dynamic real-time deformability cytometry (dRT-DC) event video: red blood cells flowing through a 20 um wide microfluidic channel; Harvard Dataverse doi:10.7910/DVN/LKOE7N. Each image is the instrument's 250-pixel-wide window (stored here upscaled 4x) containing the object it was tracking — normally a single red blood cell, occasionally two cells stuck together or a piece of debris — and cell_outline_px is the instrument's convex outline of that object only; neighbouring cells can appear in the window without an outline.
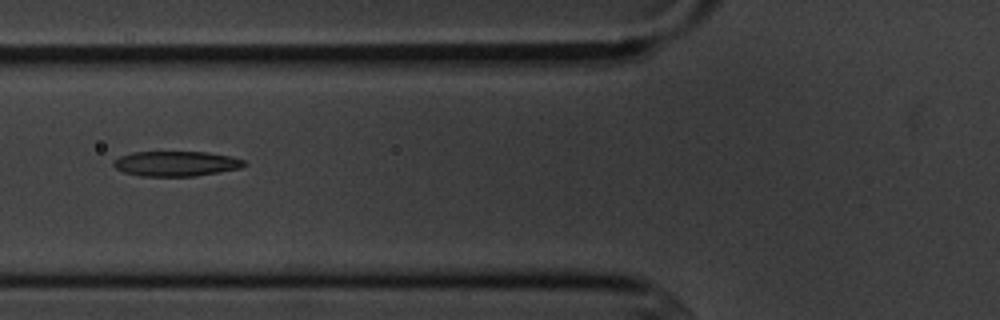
{"species": "common noctule bat (a hibernating species)", "species_latin": "Nyctalus noctula", "temperature_condition": "cold", "stored_images_in_passage": 4, "camera_frame_rate_fps": 3000, "um_per_image_px": 0.085, "animal": {"sex": "male", "body_mass_g": 20.1, "forearm_length_mm": 53.5}, "frame": {"image": 1, "passage_image": 2, "time_ms": 1.0, "image_size_px": [1000, 320], "cell_outline_px": [[248, 164], [244, 168], [196, 176], [140, 176], [124, 172], [116, 168], [112, 164], [112, 160], [120, 156], [132, 152], [208, 152], [232, 156], [244, 160]], "centroid_in_image_um": [15.01, 13.91], "position_along_channel_um": 110.8, "area_um2": 19.36}}
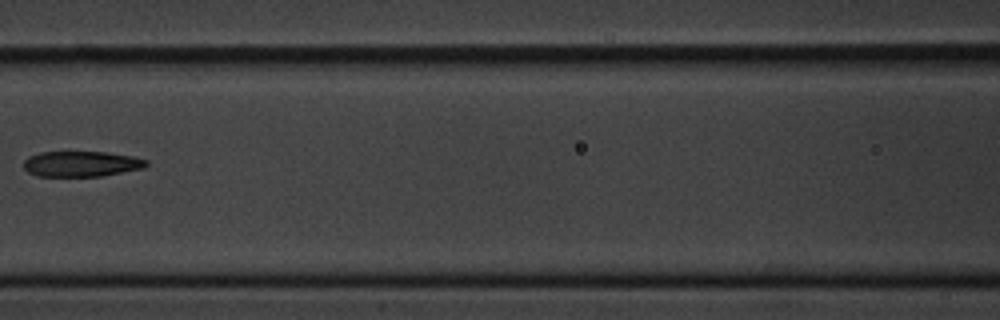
{"frame": {"image": 2, "passage_image": 3, "time_ms": 2.333, "image_size_px": [1000, 320], "cell_outline_px": [[148, 164], [144, 168], [104, 176], [36, 176], [28, 172], [24, 168], [24, 160], [28, 156], [40, 152], [108, 152], [132, 156], [148, 160]], "centroid_in_image_um": [6.92, 13.93], "position_along_channel_um": 159.7, "area_um2": 18.38}}
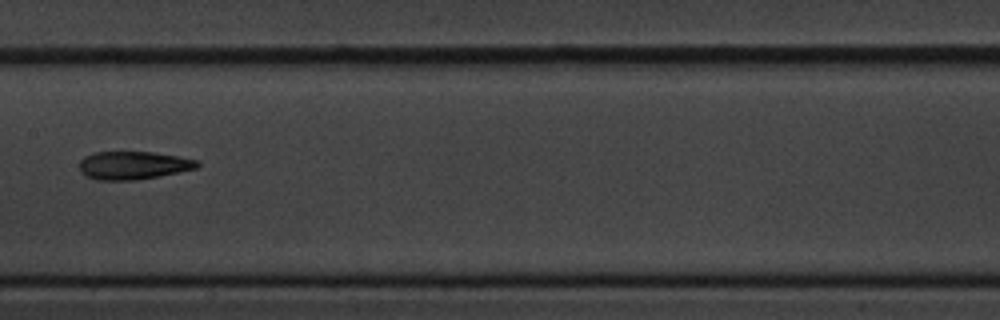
{"frame": {"image": 3, "passage_image": 4, "time_ms": 3.333, "image_size_px": [1000, 320], "cell_outline_px": [[200, 164], [196, 168], [180, 172], [160, 176], [136, 180], [96, 180], [80, 172], [80, 160], [84, 156], [92, 152], [152, 152], [180, 156], [200, 160]], "centroid_in_image_um": [11.35, 14.05], "position_along_channel_um": 196.0, "area_um2": 19.48}}